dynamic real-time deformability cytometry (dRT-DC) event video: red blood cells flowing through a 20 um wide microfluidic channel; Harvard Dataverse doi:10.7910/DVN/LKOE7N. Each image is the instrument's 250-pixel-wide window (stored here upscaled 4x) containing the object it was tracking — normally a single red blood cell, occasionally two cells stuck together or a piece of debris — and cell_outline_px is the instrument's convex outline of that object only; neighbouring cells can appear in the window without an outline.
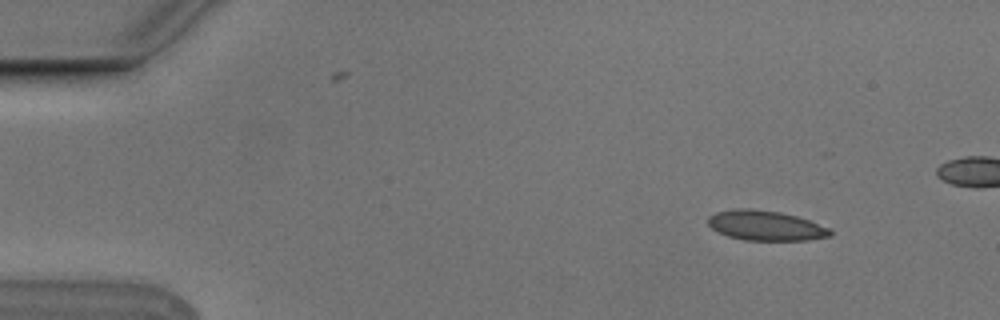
{"species": "Egyptian fruit bat (a non-hibernating species)", "species_latin": "Rousettus aegyptiacus", "temperature_condition": "cold", "stored_images_in_passage": 5, "camera_frame_rate_fps": 3000, "um_per_image_px": 0.085, "animal": {"sex": "male"}, "frame": {"image": 1, "passage_image": 2, "time_ms": 0.333, "image_size_px": [1000, 320], "cell_outline_px": [[832, 236], [808, 240], [744, 240], [728, 236], [716, 232], [708, 224], [708, 216], [716, 212], [736, 208], [752, 208], [780, 212], [796, 216], [832, 228]], "centroid_in_image_um": [65.08, 19.17], "position_along_channel_um": 19.9, "area_um2": 21.5}}